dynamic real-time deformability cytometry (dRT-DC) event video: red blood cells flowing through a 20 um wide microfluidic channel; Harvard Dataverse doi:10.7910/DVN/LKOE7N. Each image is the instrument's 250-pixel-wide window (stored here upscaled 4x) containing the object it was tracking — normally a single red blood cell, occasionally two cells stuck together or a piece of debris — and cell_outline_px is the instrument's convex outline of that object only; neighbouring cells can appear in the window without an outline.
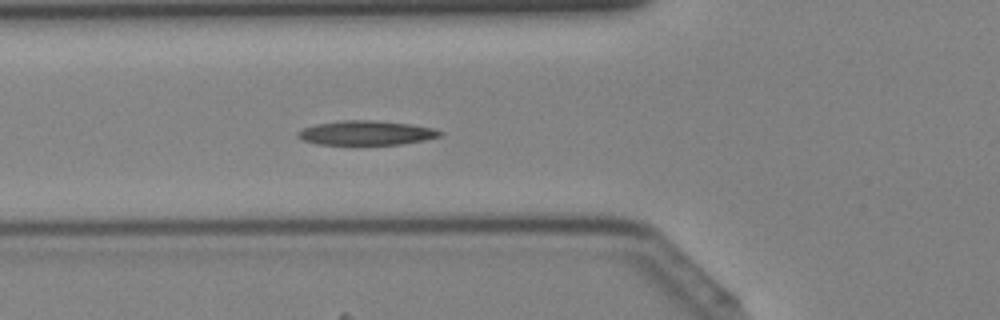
{"species": "Egyptian fruit bat (a non-hibernating species)", "species_latin": "Rousettus aegyptiacus", "temperature_condition": "cold", "stored_images_in_passage": 38, "camera_frame_rate_fps": 3000, "um_per_image_px": 0.085, "animal": {"sex": "female"}, "frame": {"image": 1, "passage_image": 15, "time_ms": 4.667, "image_size_px": [1000, 320], "cell_outline_px": [[444, 132], [440, 136], [424, 140], [400, 144], [316, 144], [304, 140], [296, 136], [296, 132], [304, 128], [316, 124], [340, 120], [376, 120], [412, 124], [432, 128]], "centroid_in_image_um": [31.12, 11.28], "position_along_channel_um": 94.7, "area_um2": 20.11}}
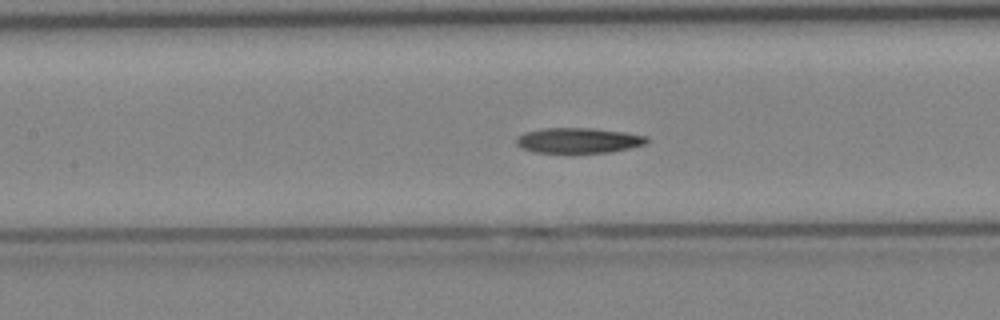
{"frame": {"image": 2, "passage_image": 19, "time_ms": 6.0, "image_size_px": [1000, 320], "cell_outline_px": [[648, 144], [608, 152], [572, 156], [532, 152], [516, 144], [516, 136], [524, 132], [540, 128], [592, 128], [624, 132], [648, 136]], "centroid_in_image_um": [49.12, 11.98], "position_along_channel_um": 158.3, "area_um2": 20.29}}
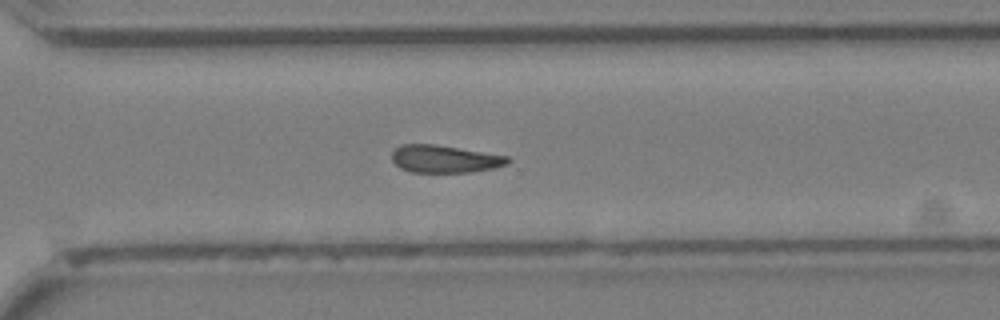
{"frame": {"image": 3, "passage_image": 30, "time_ms": 9.667, "image_size_px": [1000, 320], "cell_outline_px": [[512, 160], [508, 164], [496, 168], [472, 172], [408, 172], [400, 168], [392, 160], [392, 152], [400, 144], [436, 144], [512, 156]], "centroid_in_image_um": [37.86, 13.51], "position_along_channel_um": 332.7, "area_um2": 19.02}}